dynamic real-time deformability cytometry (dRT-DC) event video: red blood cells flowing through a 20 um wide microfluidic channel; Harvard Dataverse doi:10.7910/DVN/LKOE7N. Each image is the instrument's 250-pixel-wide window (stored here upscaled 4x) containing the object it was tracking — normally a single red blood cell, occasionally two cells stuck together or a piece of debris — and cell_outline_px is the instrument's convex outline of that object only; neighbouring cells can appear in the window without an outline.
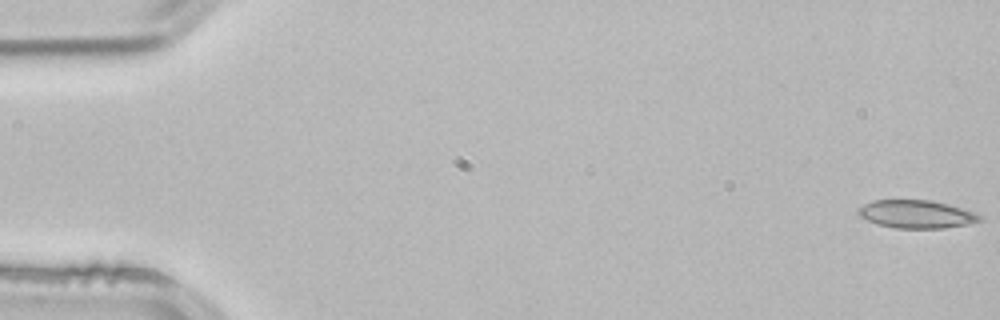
{"species": "common noctule bat (a hibernating species)", "species_latin": "Nyctalus noctula", "temperature_condition": "room temperature", "stored_images_in_passage": 3, "camera_frame_rate_fps": 3000, "um_per_image_px": 0.085, "animal": {"sex": "male", "body_mass_g": 21.5, "forearm_length_mm": 52.0}, "frame": {"image": 1, "passage_image": 1, "time_ms": 0.0, "image_size_px": [1000, 320], "cell_outline_px": [[984, 216], [980, 220], [968, 224], [944, 228], [896, 228], [876, 224], [860, 216], [856, 212], [864, 204], [872, 200], [928, 200], [948, 204]], "centroid_in_image_um": [77.87, 18.2], "position_along_channel_um": 7.1, "area_um2": 19.65}}